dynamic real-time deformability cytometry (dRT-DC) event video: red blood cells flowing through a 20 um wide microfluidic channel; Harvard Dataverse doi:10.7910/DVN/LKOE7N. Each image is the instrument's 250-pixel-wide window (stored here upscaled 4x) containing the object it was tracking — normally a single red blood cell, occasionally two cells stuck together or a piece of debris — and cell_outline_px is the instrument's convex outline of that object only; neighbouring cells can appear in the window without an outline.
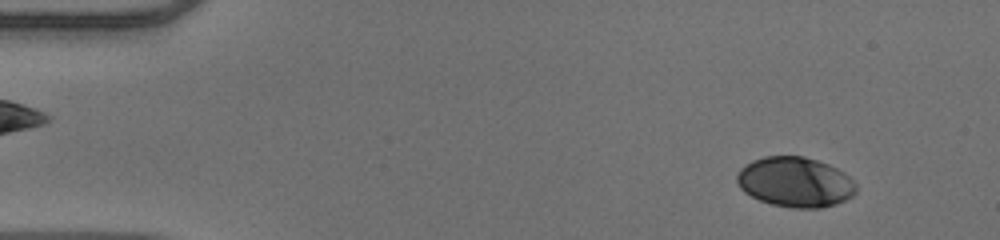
{"species": "human", "species_latin": "Homo sapiens", "temperature_condition": "warm", "stored_images_in_passage": 52, "segment_of_instrument_passage": [1, 2], "camera_frame_rate_fps": 3000, "um_per_image_px": 0.085, "donor": {"sex": "male"}, "frame": {"image": 1, "passage_image": 5, "time_ms": 1.333, "image_size_px": [1000, 240], "cell_outline_px": [[856, 192], [852, 196], [836, 204], [820, 208], [792, 208], [772, 204], [760, 200], [744, 192], [740, 188], [736, 180], [736, 176], [740, 168], [744, 164], [752, 160], [764, 156], [804, 156], [828, 164], [844, 172], [856, 184]], "centroid_in_image_um": [67.57, 15.47], "position_along_channel_um": 17.4, "area_um2": 34.85}}
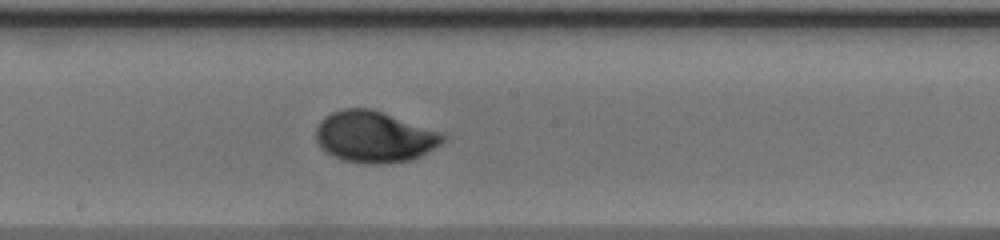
{"frame": {"image": 2, "passage_image": 28, "time_ms": 9.0, "image_size_px": [1000, 240], "cell_outline_px": [[448, 136], [440, 144], [420, 156], [412, 160], [380, 164], [368, 164], [344, 160], [332, 156], [324, 152], [320, 148], [316, 140], [316, 128], [320, 120], [324, 116], [332, 112], [344, 108], [372, 108], [444, 132]], "centroid_in_image_um": [31.82, 11.62], "position_along_channel_um": 216.4, "area_um2": 38.49}}
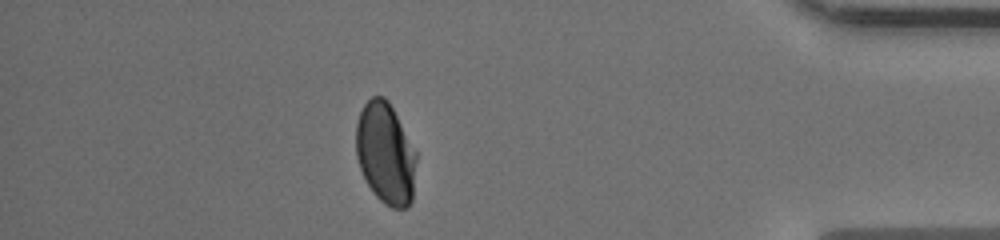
{"frame": {"image": 3, "passage_image": 45, "time_ms": 14.667, "image_size_px": [1000, 240], "cell_outline_px": [[416, 160], [412, 200], [408, 208], [392, 208], [384, 204], [376, 196], [368, 184], [360, 168], [356, 156], [356, 124], [360, 112], [364, 104], [372, 96], [384, 96], [388, 100], [416, 152]], "centroid_in_image_um": [32.76, 13.05], "position_along_channel_um": 402.4, "area_um2": 35.49}}